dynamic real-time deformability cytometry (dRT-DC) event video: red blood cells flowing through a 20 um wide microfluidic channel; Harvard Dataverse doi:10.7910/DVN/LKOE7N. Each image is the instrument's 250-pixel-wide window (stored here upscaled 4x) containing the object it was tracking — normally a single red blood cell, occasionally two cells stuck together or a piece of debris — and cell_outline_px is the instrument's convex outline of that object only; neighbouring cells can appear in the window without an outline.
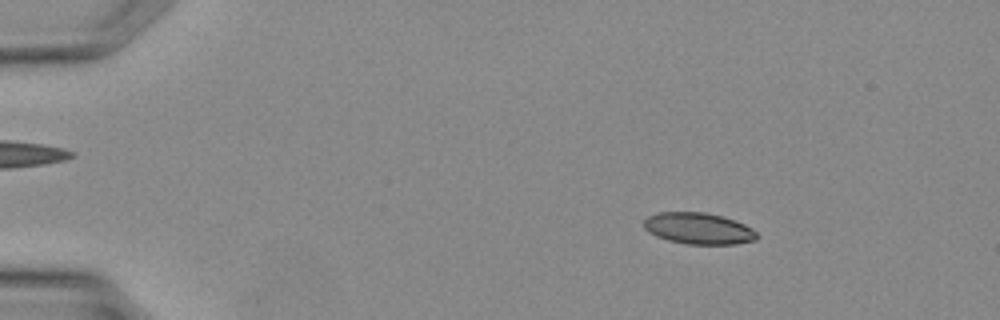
{"species": "Egyptian fruit bat (a non-hibernating species)", "species_latin": "Rousettus aegyptiacus", "temperature_condition": "warm", "stored_images_in_passage": 33, "camera_frame_rate_fps": 3000, "um_per_image_px": 0.085, "animal": {"sex": "female"}, "frame": {"image": 1, "passage_image": 3, "time_ms": 0.667, "image_size_px": [1000, 320], "cell_outline_px": [[760, 236], [756, 240], [736, 244], [684, 244], [668, 240], [656, 236], [648, 232], [644, 228], [644, 220], [648, 216], [660, 212], [704, 212], [724, 216], [744, 224], [752, 228]], "centroid_in_image_um": [59.39, 19.42], "position_along_channel_um": 25.6, "area_um2": 20.87}}
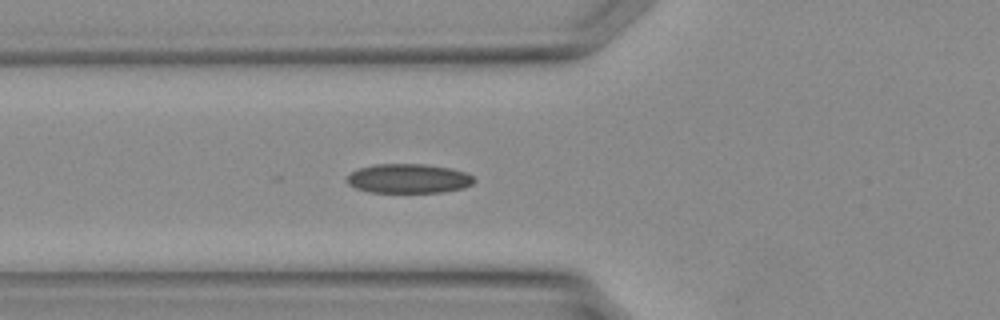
{"frame": {"image": 2, "passage_image": 11, "time_ms": 3.333, "image_size_px": [1000, 320], "cell_outline_px": [[476, 180], [472, 184], [464, 188], [440, 192], [368, 192], [356, 188], [348, 184], [344, 180], [356, 168], [372, 164], [428, 164], [452, 168], [464, 172], [472, 176]], "centroid_in_image_um": [34.7, 15.16], "position_along_channel_um": 91.1, "area_um2": 21.96}}
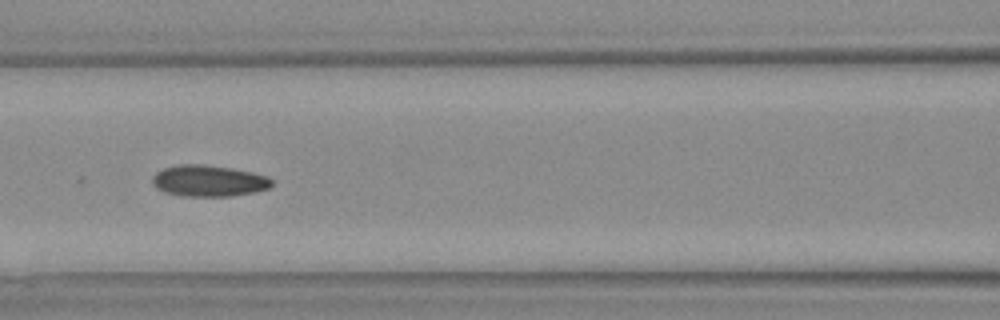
{"frame": {"image": 3, "passage_image": 14, "time_ms": 4.333, "image_size_px": [1000, 320], "cell_outline_px": [[272, 184], [268, 188], [256, 192], [232, 196], [180, 196], [164, 192], [156, 188], [152, 184], [152, 176], [156, 172], [164, 168], [176, 164], [204, 164], [232, 168], [252, 172], [268, 176], [272, 180]], "centroid_in_image_um": [17.72, 15.37], "position_along_channel_um": 148.9, "area_um2": 22.08}}